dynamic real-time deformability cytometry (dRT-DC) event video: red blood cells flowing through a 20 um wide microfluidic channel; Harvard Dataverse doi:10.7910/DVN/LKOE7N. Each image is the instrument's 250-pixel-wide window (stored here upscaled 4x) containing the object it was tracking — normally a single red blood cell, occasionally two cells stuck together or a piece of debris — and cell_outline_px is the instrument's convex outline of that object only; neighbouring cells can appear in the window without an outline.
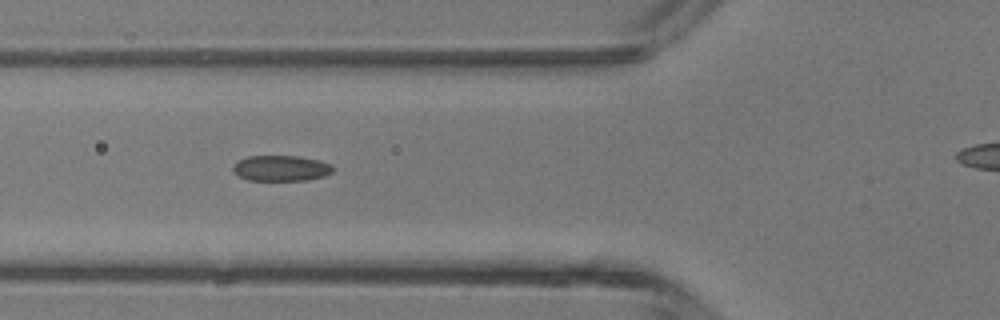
{"species": "common noctule bat (a hibernating species)", "species_latin": "Nyctalus noctula", "temperature_condition": "room temperature", "stored_images_in_passage": 3, "camera_frame_rate_fps": 3000, "um_per_image_px": 0.085, "animal": {"sex": "male", "body_mass_g": 13.3}, "frame": {"image": 1, "passage_image": 2, "time_ms": 0.333, "image_size_px": [1000, 320], "cell_outline_px": [[332, 172], [324, 176], [308, 180], [248, 180], [240, 176], [232, 168], [240, 160], [248, 156], [296, 156], [320, 160], [332, 164]], "centroid_in_image_um": [23.94, 14.3], "position_along_channel_um": 101.9, "area_um2": 14.74}}
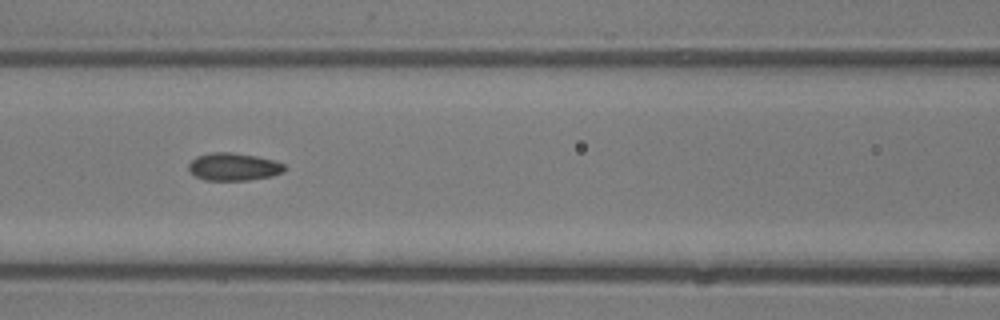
{"frame": {"image": 2, "passage_image": 3, "time_ms": 0.667, "image_size_px": [1000, 320], "cell_outline_px": [[288, 168], [284, 172], [272, 176], [248, 180], [204, 180], [196, 176], [188, 168], [188, 164], [196, 156], [212, 152], [232, 152], [256, 156], [272, 160], [284, 164]], "centroid_in_image_um": [19.88, 14.17], "position_along_channel_um": 146.7, "area_um2": 15.49}}